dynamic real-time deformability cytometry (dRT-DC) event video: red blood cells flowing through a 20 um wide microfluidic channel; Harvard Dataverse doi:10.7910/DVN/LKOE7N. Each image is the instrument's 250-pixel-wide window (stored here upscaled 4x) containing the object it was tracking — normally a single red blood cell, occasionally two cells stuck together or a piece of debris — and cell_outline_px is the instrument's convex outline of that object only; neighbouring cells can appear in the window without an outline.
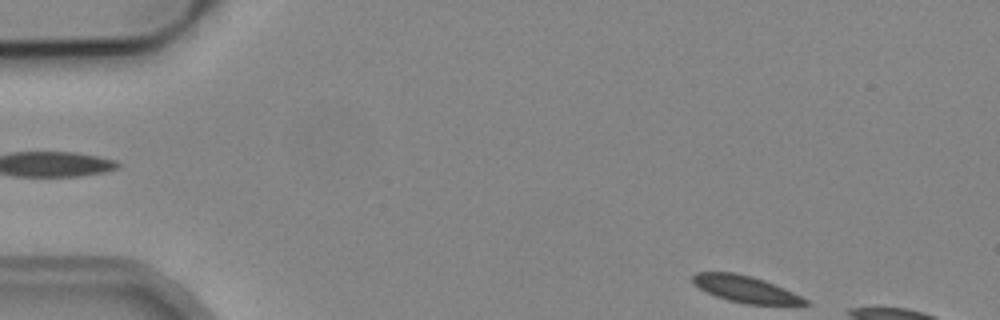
{"species": "common noctule bat (a hibernating species)", "species_latin": "Nyctalus noctula", "temperature_condition": "cold", "stored_images_in_passage": 4, "segment_of_instrument_passage": [2, 2], "camera_frame_rate_fps": 3000, "um_per_image_px": 0.085, "animal": {"sex": "male", "body_mass_g": 19.2, "forearm_length_mm": 51.8}, "frame": {"image": 1, "passage_image": 4, "time_ms": 3.333, "image_size_px": [1000, 320], "cell_outline_px": [[812, 304], [744, 304], [728, 300], [716, 296], [700, 288], [692, 280], [692, 276], [696, 272], [736, 272], [752, 276], [764, 280], [784, 288], [808, 300]], "centroid_in_image_um": [63.36, 24.56], "position_along_channel_um": 21.6, "area_um2": 17.22}}